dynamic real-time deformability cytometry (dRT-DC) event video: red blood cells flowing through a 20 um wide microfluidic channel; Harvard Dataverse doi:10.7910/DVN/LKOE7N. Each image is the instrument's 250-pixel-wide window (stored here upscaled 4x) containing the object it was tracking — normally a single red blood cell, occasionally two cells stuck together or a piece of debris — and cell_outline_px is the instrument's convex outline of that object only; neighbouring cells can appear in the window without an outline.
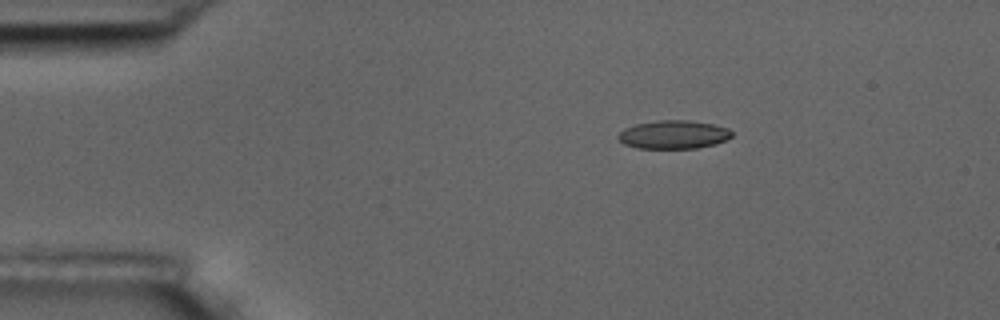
{"species": "common noctule bat (a hibernating species)", "species_latin": "Nyctalus noctula", "temperature_condition": "room temperature", "stored_images_in_passage": 5, "camera_frame_rate_fps": 3000, "um_per_image_px": 0.085, "animal": {"sex": "male", "body_mass_g": 17.5, "forearm_length_mm": 52.3}, "frame": {"image": 1, "passage_image": 3, "time_ms": 2.333, "image_size_px": [1000, 320], "cell_outline_px": [[732, 136], [716, 144], [696, 148], [636, 148], [624, 144], [616, 136], [624, 128], [636, 124], [660, 120], [688, 120], [712, 124], [728, 128], [732, 132]], "centroid_in_image_um": [57.23, 11.44], "position_along_channel_um": 27.8, "area_um2": 18.73}}